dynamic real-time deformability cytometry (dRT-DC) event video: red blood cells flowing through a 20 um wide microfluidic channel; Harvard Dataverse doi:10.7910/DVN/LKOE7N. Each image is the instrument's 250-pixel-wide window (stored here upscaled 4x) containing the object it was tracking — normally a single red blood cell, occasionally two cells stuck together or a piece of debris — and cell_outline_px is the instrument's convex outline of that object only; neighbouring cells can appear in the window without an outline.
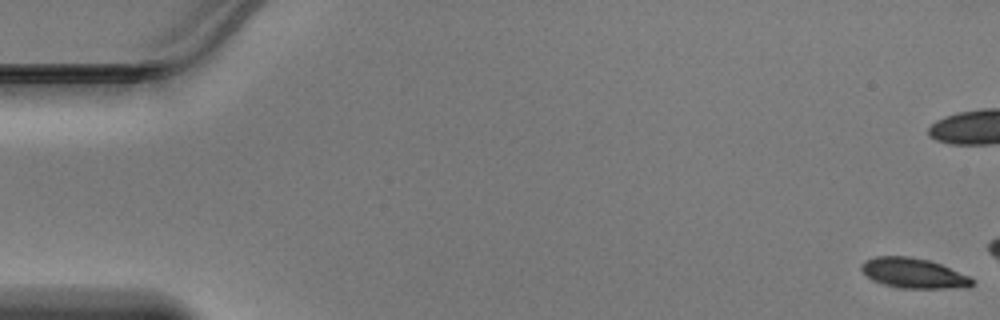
{"species": "Egyptian fruit bat (a non-hibernating species)", "species_latin": "Rousettus aegyptiacus", "temperature_condition": "warm", "stored_images_in_passage": 13, "camera_frame_rate_fps": 3000, "um_per_image_px": 0.085, "animal": {"sex": "male"}, "frame": {"image": 1, "passage_image": 1, "time_ms": 0.0, "image_size_px": [1000, 320], "cell_outline_px": [[972, 284], [968, 288], [900, 288], [876, 280], [868, 276], [860, 268], [860, 264], [864, 260], [876, 256], [908, 256], [928, 260], [940, 264], [968, 276], [972, 280]], "centroid_in_image_um": [77.64, 23.21], "position_along_channel_um": 7.4, "area_um2": 19.02}}